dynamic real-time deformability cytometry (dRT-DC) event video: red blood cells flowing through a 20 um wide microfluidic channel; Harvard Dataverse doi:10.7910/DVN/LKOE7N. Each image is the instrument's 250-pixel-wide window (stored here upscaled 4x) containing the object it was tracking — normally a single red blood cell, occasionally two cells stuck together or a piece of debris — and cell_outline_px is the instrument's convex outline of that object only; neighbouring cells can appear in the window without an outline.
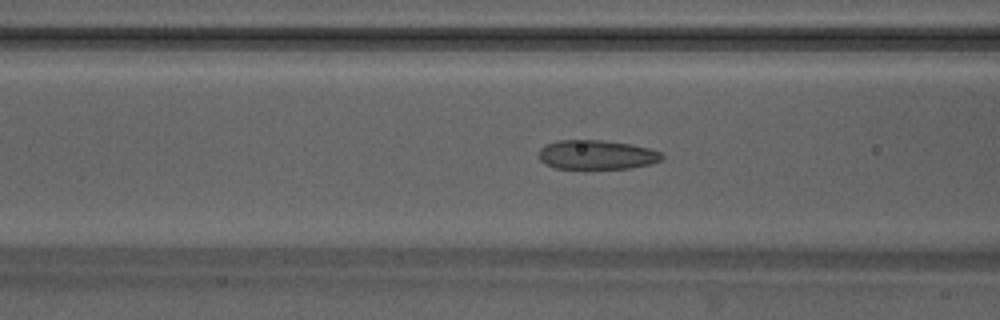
{"species": "Egyptian fruit bat (a non-hibernating species)", "species_latin": "Rousettus aegyptiacus", "temperature_condition": "warm", "stored_images_in_passage": 48, "camera_frame_rate_fps": 3000, "um_per_image_px": 0.085, "animal": {"sex": "male"}, "frame": {"image": 1, "passage_image": 19, "time_ms": 6.0, "image_size_px": [1000, 320], "cell_outline_px": [[664, 156], [660, 160], [648, 164], [628, 168], [556, 168], [540, 160], [540, 148], [544, 144], [556, 140], [600, 140], [628, 144], [648, 148], [660, 152]], "centroid_in_image_um": [50.68, 13.14], "position_along_channel_um": 115.9, "area_um2": 20.63}}
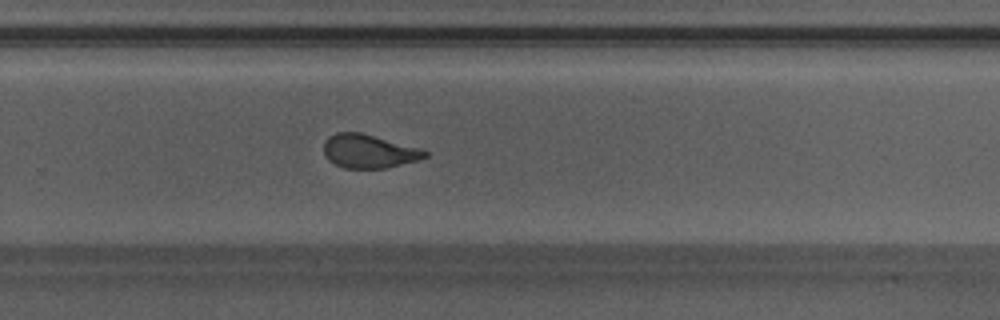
{"frame": {"image": 2, "passage_image": 32, "time_ms": 10.333, "image_size_px": [1000, 320], "cell_outline_px": [[428, 156], [416, 160], [384, 168], [344, 168], [328, 160], [324, 156], [324, 140], [328, 136], [336, 132], [360, 132], [420, 148], [428, 152]], "centroid_in_image_um": [31.3, 12.84], "position_along_channel_um": 298.5, "area_um2": 19.71}}
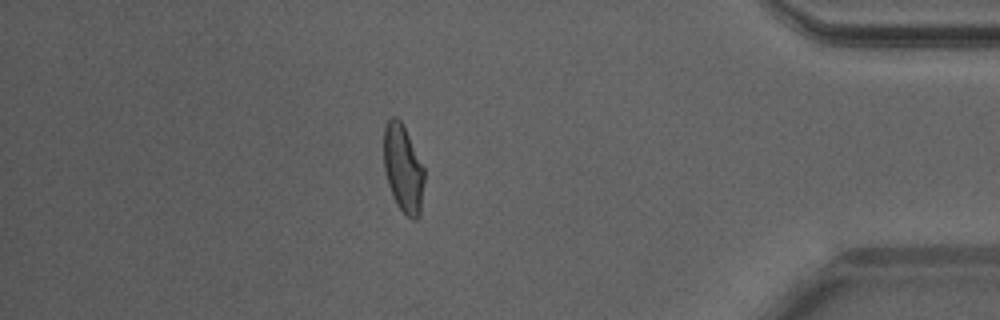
{"frame": {"image": 3, "passage_image": 42, "time_ms": 13.667, "image_size_px": [1000, 320], "cell_outline_px": [[424, 180], [420, 216], [416, 220], [412, 220], [400, 208], [392, 196], [388, 184], [384, 168], [384, 128], [388, 120], [392, 116], [396, 116], [400, 120], [424, 168]], "centroid_in_image_um": [34.26, 14.36], "position_along_channel_um": 400.9, "area_um2": 20.46}, "authors_computed_cell_mechanics": {"area_um2": 20.7791, "velocity_mm_per_s": 4.2144, "shape_relaxation_time_tau1_ms": null, "shape_relaxation_time_tau2_ms": 1.0453, "deformation_change_tau1": null, "deformation_change_tau2": 0.0756}}